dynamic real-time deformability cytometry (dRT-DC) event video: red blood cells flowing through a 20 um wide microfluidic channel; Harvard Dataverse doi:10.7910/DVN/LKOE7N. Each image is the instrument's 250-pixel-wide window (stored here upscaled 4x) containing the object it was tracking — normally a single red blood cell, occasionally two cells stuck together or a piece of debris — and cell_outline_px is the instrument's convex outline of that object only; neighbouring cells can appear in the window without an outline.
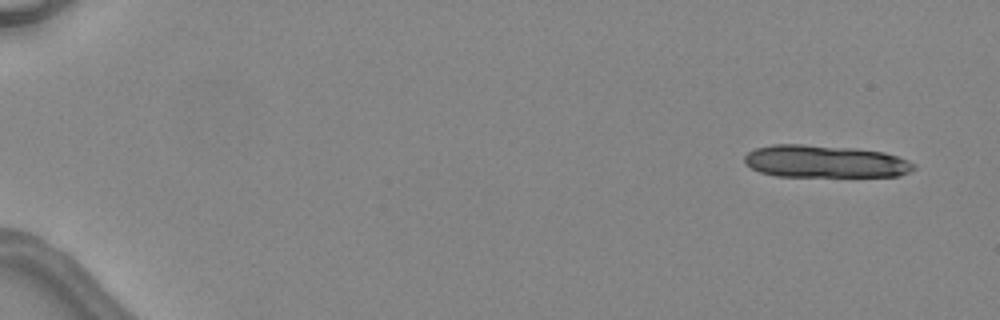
{"species": "common noctule bat (a hibernating species)", "species_latin": "Nyctalus noctula", "temperature_condition": "warm", "stored_images_in_passage": 5, "camera_frame_rate_fps": 3000, "um_per_image_px": 0.085, "animal": {"sex": "female", "body_mass_g": 24.6, "forearm_length_mm": 56.2}, "frame": {"image": 1, "passage_image": 1, "time_ms": 0.0, "image_size_px": [1000, 320], "cell_outline_px": [[916, 168], [900, 176], [776, 176], [760, 172], [744, 164], [744, 156], [748, 152], [756, 148], [772, 144], [800, 144], [856, 148], [884, 152], [908, 160], [916, 164]], "centroid_in_image_um": [70.12, 13.72], "position_along_channel_um": 14.9, "area_um2": 32.14}}